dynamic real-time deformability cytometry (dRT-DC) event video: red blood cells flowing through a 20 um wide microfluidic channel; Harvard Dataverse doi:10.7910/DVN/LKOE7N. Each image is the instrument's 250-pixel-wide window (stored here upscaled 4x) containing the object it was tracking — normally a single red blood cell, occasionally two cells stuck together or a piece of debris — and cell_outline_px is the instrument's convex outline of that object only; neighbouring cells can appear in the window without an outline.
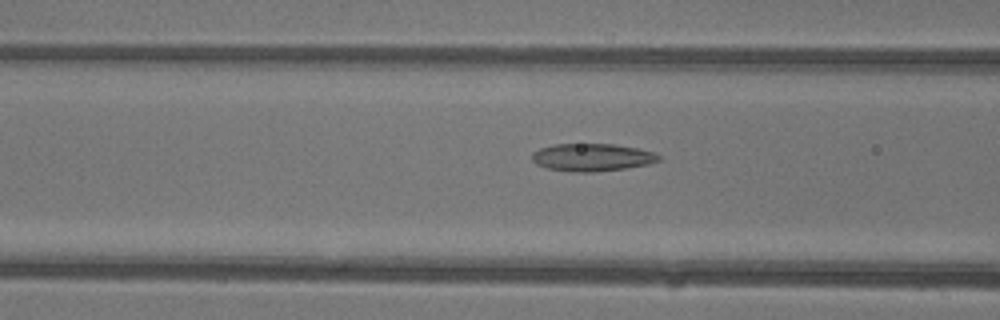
{"species": "common noctule bat (a hibernating species)", "species_latin": "Nyctalus noctula", "temperature_condition": "warm", "stored_images_in_passage": 32, "camera_frame_rate_fps": 3000, "um_per_image_px": 0.085, "animal": {"sex": "female"}, "frame": {"image": 1, "passage_image": 4, "time_ms": 1.0, "image_size_px": [1000, 320], "cell_outline_px": [[660, 160], [648, 164], [624, 168], [596, 172], [572, 172], [544, 168], [536, 164], [532, 160], [532, 152], [540, 148], [552, 144], [616, 144], [636, 148], [652, 152], [660, 156]], "centroid_in_image_um": [50.27, 13.37], "position_along_channel_um": 116.3, "area_um2": 20.46}}
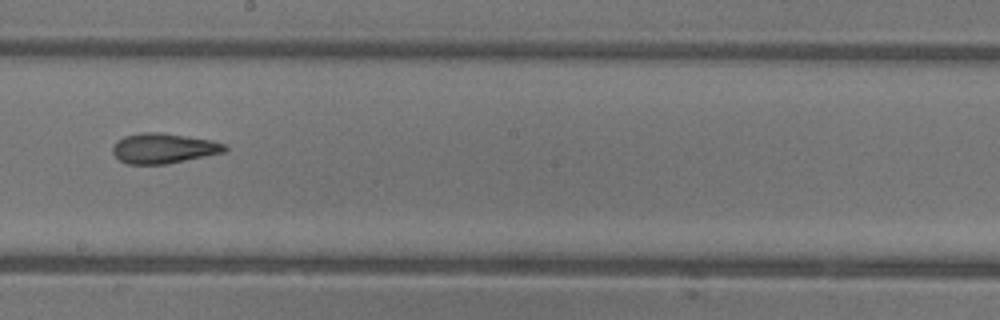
{"frame": {"image": 2, "passage_image": 12, "time_ms": 3.667, "image_size_px": [1000, 320], "cell_outline_px": [[228, 148], [224, 152], [164, 164], [128, 164], [120, 160], [112, 152], [112, 144], [116, 140], [124, 136], [140, 132], [160, 132], [212, 140], [224, 144]], "centroid_in_image_um": [13.85, 12.59], "position_along_channel_um": 234.4, "area_um2": 19.59}}
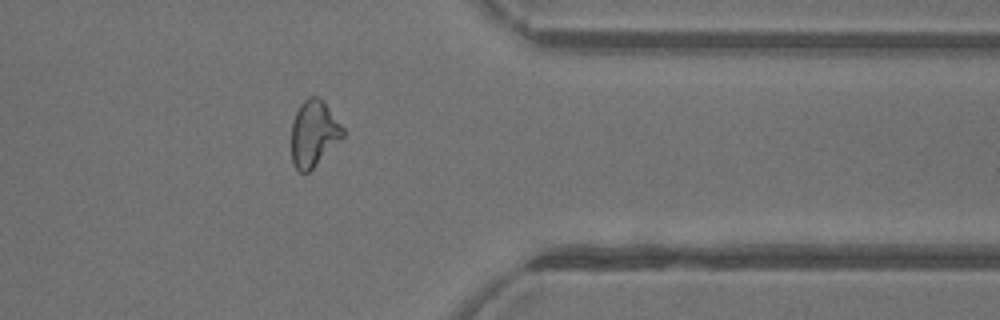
{"frame": {"image": 3, "passage_image": 23, "time_ms": 7.333, "image_size_px": [1000, 320], "cell_outline_px": [[344, 136], [308, 172], [300, 172], [296, 168], [292, 160], [292, 124], [296, 112], [300, 104], [308, 96], [316, 96], [324, 100], [344, 128]], "centroid_in_image_um": [26.68, 11.3], "position_along_channel_um": 384.7, "area_um2": 19.65}, "authors_computed_cell_mechanics": {"area_um2": 19.6809, "velocity_mm_per_s": 4.4167, "shape_relaxation_time_tau1_ms": null, "shape_relaxation_time_tau2_ms": 2.9748, "deformation_change_tau1": null, "deformation_change_tau2": 0.1194}}